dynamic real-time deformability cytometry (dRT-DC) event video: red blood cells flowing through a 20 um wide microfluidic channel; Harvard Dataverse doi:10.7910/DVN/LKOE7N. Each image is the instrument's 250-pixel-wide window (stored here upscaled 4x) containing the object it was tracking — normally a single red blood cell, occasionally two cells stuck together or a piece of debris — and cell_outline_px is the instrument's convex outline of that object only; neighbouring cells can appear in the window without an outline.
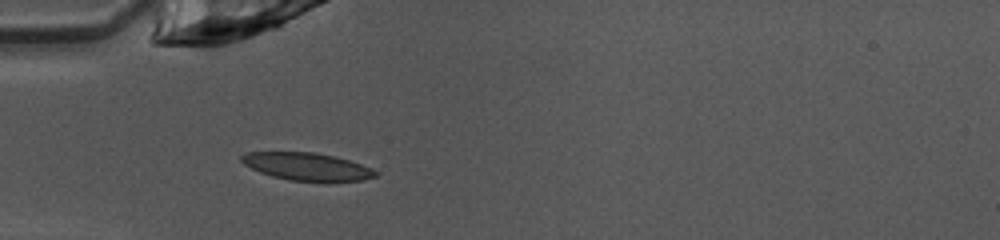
{"species": "common noctule bat (a hibernating species)", "species_latin": "Nyctalus noctula", "temperature_condition": "warm", "stored_images_in_passage": 35, "camera_frame_rate_fps": 3000, "um_per_image_px": 0.085, "animal": {"sex": "female", "body_mass_g": 10.0, "forearm_length_mm": 53.1}, "frame": {"image": 1, "passage_image": 1, "time_ms": 0.0, "image_size_px": [1000, 240], "cell_outline_px": [[380, 172], [376, 176], [364, 180], [288, 180], [272, 176], [260, 172], [244, 164], [240, 160], [240, 156], [244, 152], [312, 152], [336, 156], [372, 168]], "centroid_in_image_um": [26.07, 14.13], "position_along_channel_um": 58.9, "area_um2": 21.27}}
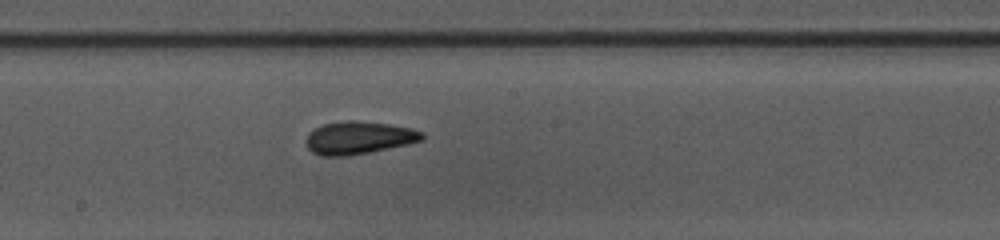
{"frame": {"image": 2, "passage_image": 13, "time_ms": 4.0, "image_size_px": [1000, 240], "cell_outline_px": [[424, 140], [408, 144], [348, 156], [320, 156], [312, 152], [308, 148], [304, 140], [308, 132], [312, 128], [324, 124], [348, 120], [356, 120], [392, 124], [412, 128], [424, 132]], "centroid_in_image_um": [30.47, 11.7], "position_along_channel_um": 217.7, "area_um2": 22.48}}
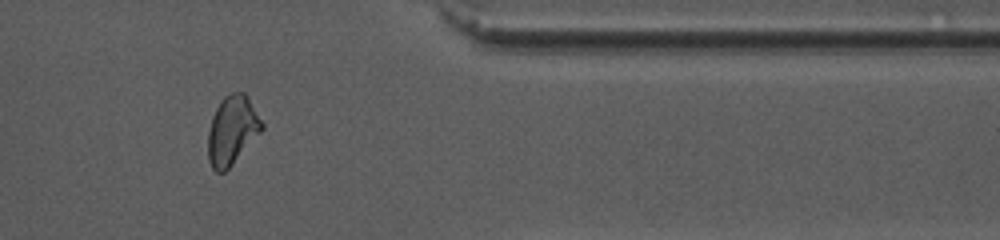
{"frame": {"image": 3, "passage_image": 27, "time_ms": 8.667, "image_size_px": [1000, 240], "cell_outline_px": [[264, 128], [232, 164], [224, 172], [216, 172], [212, 168], [208, 160], [208, 132], [212, 116], [220, 100], [224, 96], [232, 92], [244, 92], [248, 96], [264, 124]], "centroid_in_image_um": [19.72, 11.05], "position_along_channel_um": 391.7, "area_um2": 21.56}, "authors_computed_cell_mechanics": {"area_um2": 21.2126, "velocity_mm_per_s": 4.046, "shape_relaxation_time_tau1_ms": 4.2986, "shape_relaxation_time_tau2_ms": 2.1222, "deformation_change_tau1": 0.162, "deformation_change_tau2": 0.0947}}